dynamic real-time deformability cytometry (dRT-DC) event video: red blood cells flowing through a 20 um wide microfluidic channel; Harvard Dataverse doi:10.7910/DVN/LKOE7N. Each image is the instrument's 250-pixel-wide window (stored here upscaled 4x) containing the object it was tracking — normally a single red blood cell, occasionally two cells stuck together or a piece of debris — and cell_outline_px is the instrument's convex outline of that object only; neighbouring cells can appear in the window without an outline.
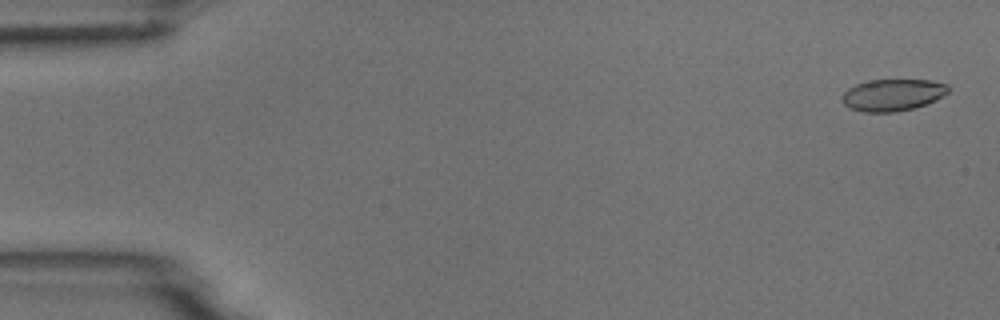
{"species": "common noctule bat (a hibernating species)", "species_latin": "Nyctalus noctula", "temperature_condition": "room temperature", "stored_images_in_passage": 54, "camera_frame_rate_fps": 3000, "um_per_image_px": 0.085, "animal": {"sex": "male", "body_mass_g": 18.8}, "frame": {"image": 1, "passage_image": 2, "time_ms": 0.333, "image_size_px": [1000, 320], "cell_outline_px": [[948, 92], [924, 104], [912, 108], [896, 112], [864, 112], [852, 108], [844, 104], [840, 96], [848, 88], [856, 84], [872, 80], [928, 80], [948, 84]], "centroid_in_image_um": [75.83, 8.06], "position_along_channel_um": 9.2, "area_um2": 19.36}}
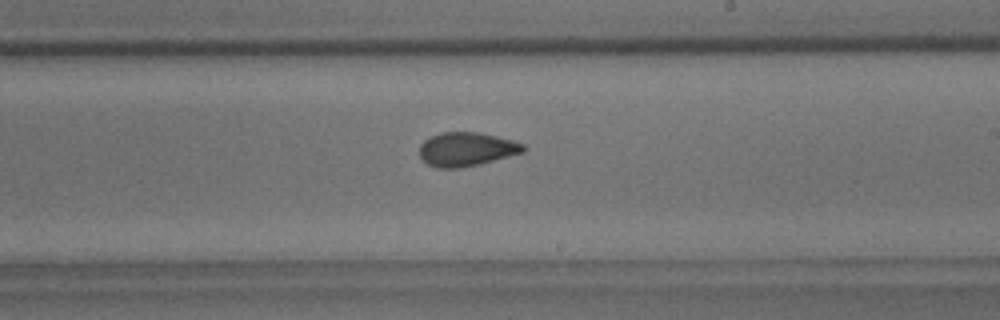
{"frame": {"image": 2, "passage_image": 32, "time_ms": 10.333, "image_size_px": [1000, 320], "cell_outline_px": [[528, 148], [524, 152], [480, 164], [460, 168], [436, 168], [428, 164], [420, 156], [420, 144], [424, 140], [440, 132], [476, 132], [496, 136], [512, 140], [524, 144]], "centroid_in_image_um": [39.66, 12.69], "position_along_channel_um": 249.3, "area_um2": 20.52}}
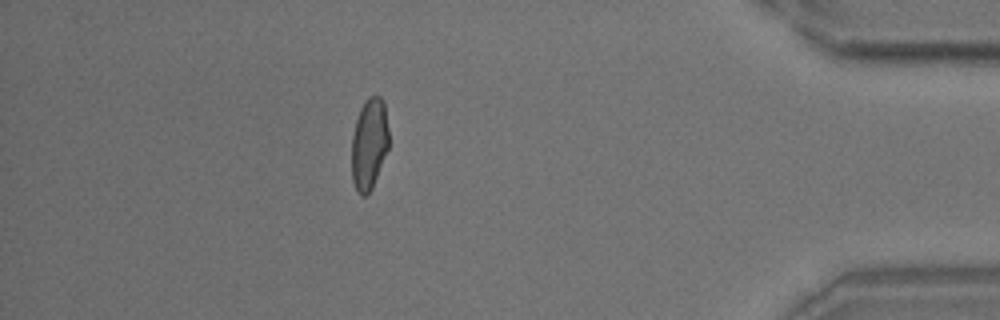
{"frame": {"image": 3, "passage_image": 48, "time_ms": 15.667, "image_size_px": [1000, 320], "cell_outline_px": [[388, 148], [372, 188], [364, 196], [360, 196], [352, 180], [352, 136], [356, 120], [360, 108], [364, 100], [368, 96], [380, 96], [384, 100], [388, 128]], "centroid_in_image_um": [31.38, 12.19], "position_along_channel_um": 403.8, "area_um2": 19.77}, "authors_computed_cell_mechanics": {"area_um2": 20.3745, "velocity_mm_per_s": 3.7319, "shape_relaxation_time_tau1_ms": 8.0182, "shape_relaxation_time_tau2_ms": 1.5272, "deformation_change_tau1": 0.1896, "deformation_change_tau2": 0.0737}}